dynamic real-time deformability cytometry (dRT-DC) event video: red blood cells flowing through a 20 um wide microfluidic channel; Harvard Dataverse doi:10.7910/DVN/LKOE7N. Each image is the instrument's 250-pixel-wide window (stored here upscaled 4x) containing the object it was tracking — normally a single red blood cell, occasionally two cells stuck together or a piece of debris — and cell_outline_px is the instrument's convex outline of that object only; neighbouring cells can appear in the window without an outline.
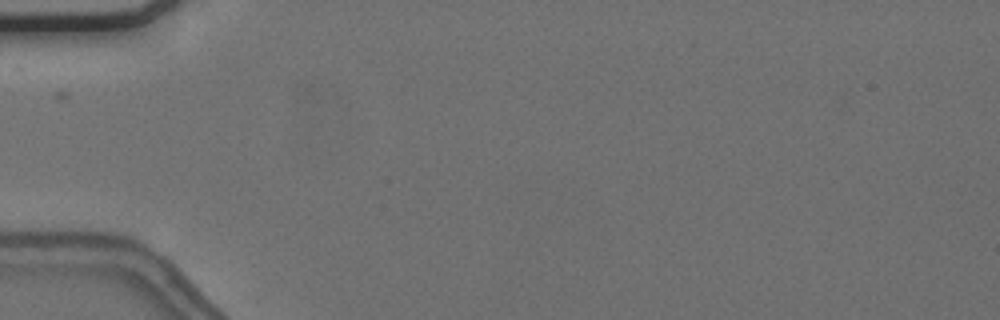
{"species": "common noctule bat (a hibernating species)", "species_latin": "Nyctalus noctula", "temperature_condition": "cold", "stored_images_in_passage": 2, "camera_frame_rate_fps": 3000, "um_per_image_px": 0.085, "animal": {"sex": "female", "body_mass_g": 24.6, "forearm_length_mm": 56.2}, "frame": {"image": 1, "passage_image": 2, "time_ms": 1.333, "image_size_px": [1000, 320], "cell_outline_px": [[164, 296], [20, 264], [28, 260], [80, 260], [132, 264], [152, 280], [160, 288]], "centroid_in_image_um": [8.6, 23.21], "position_along_channel_um": 76.4, "area_um2": 15.9}}